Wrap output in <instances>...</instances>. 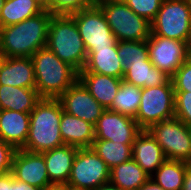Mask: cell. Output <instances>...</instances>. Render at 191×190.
I'll list each match as a JSON object with an SVG mask.
<instances>
[{
    "label": "cell",
    "instance_id": "6da1fadb",
    "mask_svg": "<svg viewBox=\"0 0 191 190\" xmlns=\"http://www.w3.org/2000/svg\"><path fill=\"white\" fill-rule=\"evenodd\" d=\"M52 13H42L20 23L1 27V51L4 57H31L38 49L46 47Z\"/></svg>",
    "mask_w": 191,
    "mask_h": 190
},
{
    "label": "cell",
    "instance_id": "7a4b0ae2",
    "mask_svg": "<svg viewBox=\"0 0 191 190\" xmlns=\"http://www.w3.org/2000/svg\"><path fill=\"white\" fill-rule=\"evenodd\" d=\"M63 108L58 98H41L30 113V127L22 150L43 153L64 145L60 132Z\"/></svg>",
    "mask_w": 191,
    "mask_h": 190
},
{
    "label": "cell",
    "instance_id": "3957f363",
    "mask_svg": "<svg viewBox=\"0 0 191 190\" xmlns=\"http://www.w3.org/2000/svg\"><path fill=\"white\" fill-rule=\"evenodd\" d=\"M31 59L35 89L41 98H59L78 80V72L47 47L38 49Z\"/></svg>",
    "mask_w": 191,
    "mask_h": 190
},
{
    "label": "cell",
    "instance_id": "277c9868",
    "mask_svg": "<svg viewBox=\"0 0 191 190\" xmlns=\"http://www.w3.org/2000/svg\"><path fill=\"white\" fill-rule=\"evenodd\" d=\"M46 47L78 73L83 70L87 60V51L71 15H52Z\"/></svg>",
    "mask_w": 191,
    "mask_h": 190
},
{
    "label": "cell",
    "instance_id": "5b68a950",
    "mask_svg": "<svg viewBox=\"0 0 191 190\" xmlns=\"http://www.w3.org/2000/svg\"><path fill=\"white\" fill-rule=\"evenodd\" d=\"M112 33L118 41H143L151 34V23L137 15L123 0H99Z\"/></svg>",
    "mask_w": 191,
    "mask_h": 190
},
{
    "label": "cell",
    "instance_id": "8992f818",
    "mask_svg": "<svg viewBox=\"0 0 191 190\" xmlns=\"http://www.w3.org/2000/svg\"><path fill=\"white\" fill-rule=\"evenodd\" d=\"M191 34V0H163L151 22V35L189 41Z\"/></svg>",
    "mask_w": 191,
    "mask_h": 190
},
{
    "label": "cell",
    "instance_id": "52a82bcc",
    "mask_svg": "<svg viewBox=\"0 0 191 190\" xmlns=\"http://www.w3.org/2000/svg\"><path fill=\"white\" fill-rule=\"evenodd\" d=\"M175 90L171 79L156 87L141 90V102L135 120L142 130L153 124L175 117Z\"/></svg>",
    "mask_w": 191,
    "mask_h": 190
},
{
    "label": "cell",
    "instance_id": "ba28073f",
    "mask_svg": "<svg viewBox=\"0 0 191 190\" xmlns=\"http://www.w3.org/2000/svg\"><path fill=\"white\" fill-rule=\"evenodd\" d=\"M148 131L161 146L168 160L189 163L191 160V128L173 117L153 124Z\"/></svg>",
    "mask_w": 191,
    "mask_h": 190
},
{
    "label": "cell",
    "instance_id": "9c48e42d",
    "mask_svg": "<svg viewBox=\"0 0 191 190\" xmlns=\"http://www.w3.org/2000/svg\"><path fill=\"white\" fill-rule=\"evenodd\" d=\"M110 181V168L92 148H78L66 184L72 190H94Z\"/></svg>",
    "mask_w": 191,
    "mask_h": 190
},
{
    "label": "cell",
    "instance_id": "30bf717a",
    "mask_svg": "<svg viewBox=\"0 0 191 190\" xmlns=\"http://www.w3.org/2000/svg\"><path fill=\"white\" fill-rule=\"evenodd\" d=\"M70 15L74 18L87 53L93 48L103 49L117 44L118 40L98 5L87 6Z\"/></svg>",
    "mask_w": 191,
    "mask_h": 190
},
{
    "label": "cell",
    "instance_id": "8fae6325",
    "mask_svg": "<svg viewBox=\"0 0 191 190\" xmlns=\"http://www.w3.org/2000/svg\"><path fill=\"white\" fill-rule=\"evenodd\" d=\"M147 44L152 64L170 77L191 56L187 42L150 34Z\"/></svg>",
    "mask_w": 191,
    "mask_h": 190
},
{
    "label": "cell",
    "instance_id": "7c38bea8",
    "mask_svg": "<svg viewBox=\"0 0 191 190\" xmlns=\"http://www.w3.org/2000/svg\"><path fill=\"white\" fill-rule=\"evenodd\" d=\"M95 129V139L111 140L117 143L133 144L142 131L133 117L105 109L99 117Z\"/></svg>",
    "mask_w": 191,
    "mask_h": 190
},
{
    "label": "cell",
    "instance_id": "4fadbf2b",
    "mask_svg": "<svg viewBox=\"0 0 191 190\" xmlns=\"http://www.w3.org/2000/svg\"><path fill=\"white\" fill-rule=\"evenodd\" d=\"M11 173L14 179L26 182L42 190L53 186L49 181L42 153L22 149L16 150L13 157Z\"/></svg>",
    "mask_w": 191,
    "mask_h": 190
},
{
    "label": "cell",
    "instance_id": "5bb4252c",
    "mask_svg": "<svg viewBox=\"0 0 191 190\" xmlns=\"http://www.w3.org/2000/svg\"><path fill=\"white\" fill-rule=\"evenodd\" d=\"M63 111L96 125L105 108L77 80L59 98Z\"/></svg>",
    "mask_w": 191,
    "mask_h": 190
},
{
    "label": "cell",
    "instance_id": "9a60e30c",
    "mask_svg": "<svg viewBox=\"0 0 191 190\" xmlns=\"http://www.w3.org/2000/svg\"><path fill=\"white\" fill-rule=\"evenodd\" d=\"M132 158L149 176L166 161L161 146L148 130H142L135 138Z\"/></svg>",
    "mask_w": 191,
    "mask_h": 190
},
{
    "label": "cell",
    "instance_id": "2e32d148",
    "mask_svg": "<svg viewBox=\"0 0 191 190\" xmlns=\"http://www.w3.org/2000/svg\"><path fill=\"white\" fill-rule=\"evenodd\" d=\"M77 151L78 147L64 144L42 153L53 186L67 184Z\"/></svg>",
    "mask_w": 191,
    "mask_h": 190
},
{
    "label": "cell",
    "instance_id": "e0dca14e",
    "mask_svg": "<svg viewBox=\"0 0 191 190\" xmlns=\"http://www.w3.org/2000/svg\"><path fill=\"white\" fill-rule=\"evenodd\" d=\"M0 85L35 88L31 57H5L0 65Z\"/></svg>",
    "mask_w": 191,
    "mask_h": 190
},
{
    "label": "cell",
    "instance_id": "ac0fdd59",
    "mask_svg": "<svg viewBox=\"0 0 191 190\" xmlns=\"http://www.w3.org/2000/svg\"><path fill=\"white\" fill-rule=\"evenodd\" d=\"M30 127V113L0 109V139L22 149L27 140Z\"/></svg>",
    "mask_w": 191,
    "mask_h": 190
},
{
    "label": "cell",
    "instance_id": "d6986e66",
    "mask_svg": "<svg viewBox=\"0 0 191 190\" xmlns=\"http://www.w3.org/2000/svg\"><path fill=\"white\" fill-rule=\"evenodd\" d=\"M78 80L85 86L95 100L105 109H110L122 78L111 77L93 72L78 73Z\"/></svg>",
    "mask_w": 191,
    "mask_h": 190
},
{
    "label": "cell",
    "instance_id": "ffe728a7",
    "mask_svg": "<svg viewBox=\"0 0 191 190\" xmlns=\"http://www.w3.org/2000/svg\"><path fill=\"white\" fill-rule=\"evenodd\" d=\"M60 132L64 144L91 148L95 140L94 125L74 115L62 112Z\"/></svg>",
    "mask_w": 191,
    "mask_h": 190
},
{
    "label": "cell",
    "instance_id": "44dd1931",
    "mask_svg": "<svg viewBox=\"0 0 191 190\" xmlns=\"http://www.w3.org/2000/svg\"><path fill=\"white\" fill-rule=\"evenodd\" d=\"M81 72H93L123 79L124 70L117 52V44L103 49H91L87 53V60Z\"/></svg>",
    "mask_w": 191,
    "mask_h": 190
},
{
    "label": "cell",
    "instance_id": "7402d4cb",
    "mask_svg": "<svg viewBox=\"0 0 191 190\" xmlns=\"http://www.w3.org/2000/svg\"><path fill=\"white\" fill-rule=\"evenodd\" d=\"M170 78L165 72L156 68L150 60H145L129 64L124 70L123 81L140 88H146L165 85Z\"/></svg>",
    "mask_w": 191,
    "mask_h": 190
},
{
    "label": "cell",
    "instance_id": "603a6c76",
    "mask_svg": "<svg viewBox=\"0 0 191 190\" xmlns=\"http://www.w3.org/2000/svg\"><path fill=\"white\" fill-rule=\"evenodd\" d=\"M40 99L35 88L0 85V109L31 113Z\"/></svg>",
    "mask_w": 191,
    "mask_h": 190
},
{
    "label": "cell",
    "instance_id": "cb8c5ba5",
    "mask_svg": "<svg viewBox=\"0 0 191 190\" xmlns=\"http://www.w3.org/2000/svg\"><path fill=\"white\" fill-rule=\"evenodd\" d=\"M149 178L133 158L110 169V182L121 190H137Z\"/></svg>",
    "mask_w": 191,
    "mask_h": 190
},
{
    "label": "cell",
    "instance_id": "d4e9b609",
    "mask_svg": "<svg viewBox=\"0 0 191 190\" xmlns=\"http://www.w3.org/2000/svg\"><path fill=\"white\" fill-rule=\"evenodd\" d=\"M43 11L36 0H5L0 14V27L20 23Z\"/></svg>",
    "mask_w": 191,
    "mask_h": 190
},
{
    "label": "cell",
    "instance_id": "484cf974",
    "mask_svg": "<svg viewBox=\"0 0 191 190\" xmlns=\"http://www.w3.org/2000/svg\"><path fill=\"white\" fill-rule=\"evenodd\" d=\"M188 166L187 162L166 159L150 178L164 190H181Z\"/></svg>",
    "mask_w": 191,
    "mask_h": 190
},
{
    "label": "cell",
    "instance_id": "4316f807",
    "mask_svg": "<svg viewBox=\"0 0 191 190\" xmlns=\"http://www.w3.org/2000/svg\"><path fill=\"white\" fill-rule=\"evenodd\" d=\"M91 148L105 161L110 169L132 159V144L95 139Z\"/></svg>",
    "mask_w": 191,
    "mask_h": 190
},
{
    "label": "cell",
    "instance_id": "83f0119b",
    "mask_svg": "<svg viewBox=\"0 0 191 190\" xmlns=\"http://www.w3.org/2000/svg\"><path fill=\"white\" fill-rule=\"evenodd\" d=\"M141 90L140 87L122 81L110 110L135 118L141 102Z\"/></svg>",
    "mask_w": 191,
    "mask_h": 190
},
{
    "label": "cell",
    "instance_id": "f1b7e54d",
    "mask_svg": "<svg viewBox=\"0 0 191 190\" xmlns=\"http://www.w3.org/2000/svg\"><path fill=\"white\" fill-rule=\"evenodd\" d=\"M117 52L120 56L123 70H125L131 63L150 60L147 40L118 41Z\"/></svg>",
    "mask_w": 191,
    "mask_h": 190
},
{
    "label": "cell",
    "instance_id": "f546056e",
    "mask_svg": "<svg viewBox=\"0 0 191 190\" xmlns=\"http://www.w3.org/2000/svg\"><path fill=\"white\" fill-rule=\"evenodd\" d=\"M137 15L150 23L156 18L163 0H123Z\"/></svg>",
    "mask_w": 191,
    "mask_h": 190
},
{
    "label": "cell",
    "instance_id": "4dcf8cb0",
    "mask_svg": "<svg viewBox=\"0 0 191 190\" xmlns=\"http://www.w3.org/2000/svg\"><path fill=\"white\" fill-rule=\"evenodd\" d=\"M175 117L191 128V92L175 91Z\"/></svg>",
    "mask_w": 191,
    "mask_h": 190
},
{
    "label": "cell",
    "instance_id": "1f68e13d",
    "mask_svg": "<svg viewBox=\"0 0 191 190\" xmlns=\"http://www.w3.org/2000/svg\"><path fill=\"white\" fill-rule=\"evenodd\" d=\"M99 0H52V14L70 15L87 6L97 5Z\"/></svg>",
    "mask_w": 191,
    "mask_h": 190
},
{
    "label": "cell",
    "instance_id": "d6a6232c",
    "mask_svg": "<svg viewBox=\"0 0 191 190\" xmlns=\"http://www.w3.org/2000/svg\"><path fill=\"white\" fill-rule=\"evenodd\" d=\"M175 91L191 92V56L171 76Z\"/></svg>",
    "mask_w": 191,
    "mask_h": 190
},
{
    "label": "cell",
    "instance_id": "836d02e7",
    "mask_svg": "<svg viewBox=\"0 0 191 190\" xmlns=\"http://www.w3.org/2000/svg\"><path fill=\"white\" fill-rule=\"evenodd\" d=\"M16 149L0 139V175L11 172Z\"/></svg>",
    "mask_w": 191,
    "mask_h": 190
},
{
    "label": "cell",
    "instance_id": "e575fe53",
    "mask_svg": "<svg viewBox=\"0 0 191 190\" xmlns=\"http://www.w3.org/2000/svg\"><path fill=\"white\" fill-rule=\"evenodd\" d=\"M11 190H42V189L29 185L26 182L18 181L16 179H14V177L11 173Z\"/></svg>",
    "mask_w": 191,
    "mask_h": 190
},
{
    "label": "cell",
    "instance_id": "d590c367",
    "mask_svg": "<svg viewBox=\"0 0 191 190\" xmlns=\"http://www.w3.org/2000/svg\"><path fill=\"white\" fill-rule=\"evenodd\" d=\"M0 190H11V172L0 175Z\"/></svg>",
    "mask_w": 191,
    "mask_h": 190
},
{
    "label": "cell",
    "instance_id": "8d00e7d4",
    "mask_svg": "<svg viewBox=\"0 0 191 190\" xmlns=\"http://www.w3.org/2000/svg\"><path fill=\"white\" fill-rule=\"evenodd\" d=\"M137 190H164L153 179L149 178L142 186Z\"/></svg>",
    "mask_w": 191,
    "mask_h": 190
},
{
    "label": "cell",
    "instance_id": "74e56055",
    "mask_svg": "<svg viewBox=\"0 0 191 190\" xmlns=\"http://www.w3.org/2000/svg\"><path fill=\"white\" fill-rule=\"evenodd\" d=\"M181 190H191V166L190 165L186 168L184 183Z\"/></svg>",
    "mask_w": 191,
    "mask_h": 190
},
{
    "label": "cell",
    "instance_id": "f35d334b",
    "mask_svg": "<svg viewBox=\"0 0 191 190\" xmlns=\"http://www.w3.org/2000/svg\"><path fill=\"white\" fill-rule=\"evenodd\" d=\"M94 190H121L120 188H118L117 186H115L114 184H112L110 181L107 183H104L102 185H100L99 187H97Z\"/></svg>",
    "mask_w": 191,
    "mask_h": 190
},
{
    "label": "cell",
    "instance_id": "ab89813d",
    "mask_svg": "<svg viewBox=\"0 0 191 190\" xmlns=\"http://www.w3.org/2000/svg\"><path fill=\"white\" fill-rule=\"evenodd\" d=\"M44 10H48L52 13V0H36Z\"/></svg>",
    "mask_w": 191,
    "mask_h": 190
},
{
    "label": "cell",
    "instance_id": "60d3db41",
    "mask_svg": "<svg viewBox=\"0 0 191 190\" xmlns=\"http://www.w3.org/2000/svg\"><path fill=\"white\" fill-rule=\"evenodd\" d=\"M46 190H71V188L67 187L66 185H56V186H51Z\"/></svg>",
    "mask_w": 191,
    "mask_h": 190
},
{
    "label": "cell",
    "instance_id": "b9f144b4",
    "mask_svg": "<svg viewBox=\"0 0 191 190\" xmlns=\"http://www.w3.org/2000/svg\"><path fill=\"white\" fill-rule=\"evenodd\" d=\"M4 54H3V52L2 51H0V65H1V63H2V61L4 60Z\"/></svg>",
    "mask_w": 191,
    "mask_h": 190
},
{
    "label": "cell",
    "instance_id": "7bdbcfd3",
    "mask_svg": "<svg viewBox=\"0 0 191 190\" xmlns=\"http://www.w3.org/2000/svg\"><path fill=\"white\" fill-rule=\"evenodd\" d=\"M4 3H5V0H0V14H1V10H2Z\"/></svg>",
    "mask_w": 191,
    "mask_h": 190
},
{
    "label": "cell",
    "instance_id": "ee69618b",
    "mask_svg": "<svg viewBox=\"0 0 191 190\" xmlns=\"http://www.w3.org/2000/svg\"><path fill=\"white\" fill-rule=\"evenodd\" d=\"M188 46H189V51L191 53V34H190V38H189V41H188Z\"/></svg>",
    "mask_w": 191,
    "mask_h": 190
}]
</instances>
